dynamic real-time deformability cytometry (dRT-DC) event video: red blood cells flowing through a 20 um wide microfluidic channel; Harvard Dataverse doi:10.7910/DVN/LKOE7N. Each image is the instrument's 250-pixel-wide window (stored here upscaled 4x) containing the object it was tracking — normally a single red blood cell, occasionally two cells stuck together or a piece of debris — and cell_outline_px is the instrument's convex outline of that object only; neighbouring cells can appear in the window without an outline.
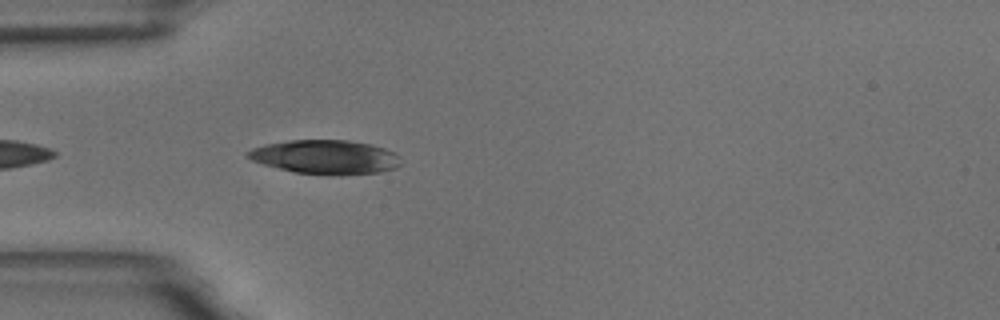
{"species": "common noctule bat (a hibernating species)", "species_latin": "Nyctalus noctula", "temperature_condition": "room temperature", "stored_images_in_passage": 7, "camera_frame_rate_fps": 3000, "um_per_image_px": 0.085, "animal": {"sex": "male", "body_mass_g": 18.8}, "frame": {"image": 1, "passage_image": 3, "time_ms": 0.667, "image_size_px": [1000, 320], "cell_outline_px": [[400, 164], [396, 168], [380, 172], [340, 176], [328, 176], [296, 172], [264, 164], [252, 160], [244, 152], [252, 148], [264, 144], [288, 140], [348, 140], [372, 144], [396, 152], [400, 156]], "centroid_in_image_um": [27.7, 13.35], "position_along_channel_um": 57.3, "area_um2": 30.75}}